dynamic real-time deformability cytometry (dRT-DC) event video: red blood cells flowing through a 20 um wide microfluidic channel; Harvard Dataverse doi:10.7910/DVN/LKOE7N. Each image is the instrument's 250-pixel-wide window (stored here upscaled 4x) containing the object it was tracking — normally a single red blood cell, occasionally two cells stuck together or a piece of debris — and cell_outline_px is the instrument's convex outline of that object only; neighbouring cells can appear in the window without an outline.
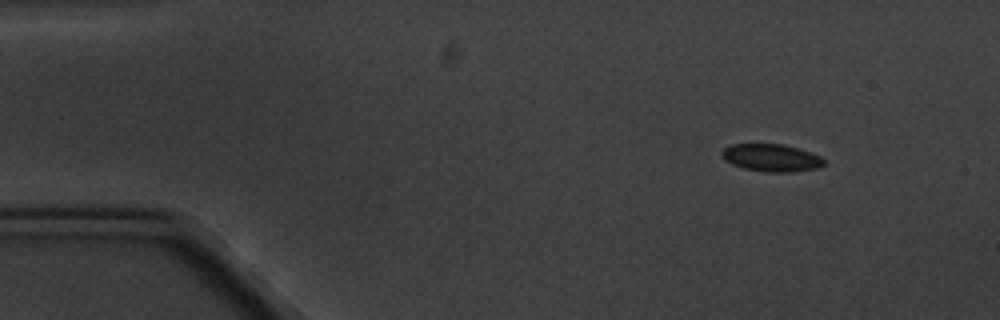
{"species": "common noctule bat (a hibernating species)", "species_latin": "Nyctalus noctula", "temperature_condition": "cold", "stored_images_in_passage": 4, "camera_frame_rate_fps": 3000, "um_per_image_px": 0.085, "animal": {"sex": "male", "body_mass_g": 20.1, "forearm_length_mm": 53.5}, "frame": {"image": 1, "passage_image": 1, "time_ms": 0.0, "image_size_px": [1000, 320], "cell_outline_px": [[824, 164], [820, 168], [792, 172], [764, 172], [744, 168], [732, 164], [720, 152], [724, 148], [732, 144], [784, 144], [800, 148], [820, 156], [824, 160]], "centroid_in_image_um": [65.62, 13.41], "position_along_channel_um": 19.4, "area_um2": 16.36}}
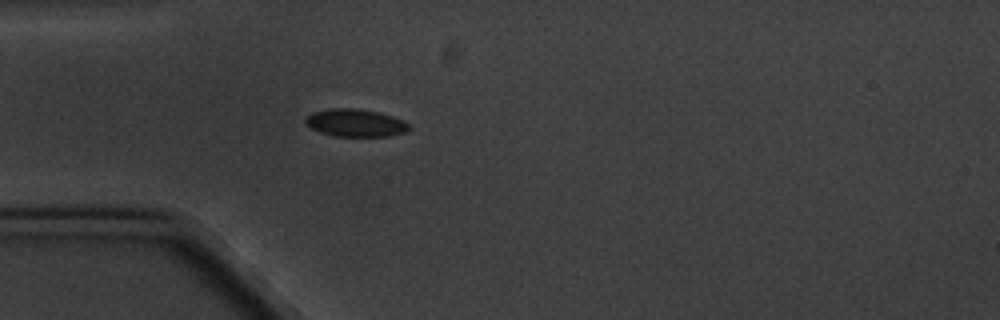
{"frame": {"image": 2, "passage_image": 4, "time_ms": 3.333, "image_size_px": [1000, 320], "cell_outline_px": [[408, 128], [404, 132], [388, 136], [332, 136], [320, 132], [304, 124], [304, 120], [312, 112], [332, 108], [356, 108], [380, 112], [404, 120], [408, 124]], "centroid_in_image_um": [30.18, 10.44], "position_along_channel_um": 54.8, "area_um2": 16.65}}